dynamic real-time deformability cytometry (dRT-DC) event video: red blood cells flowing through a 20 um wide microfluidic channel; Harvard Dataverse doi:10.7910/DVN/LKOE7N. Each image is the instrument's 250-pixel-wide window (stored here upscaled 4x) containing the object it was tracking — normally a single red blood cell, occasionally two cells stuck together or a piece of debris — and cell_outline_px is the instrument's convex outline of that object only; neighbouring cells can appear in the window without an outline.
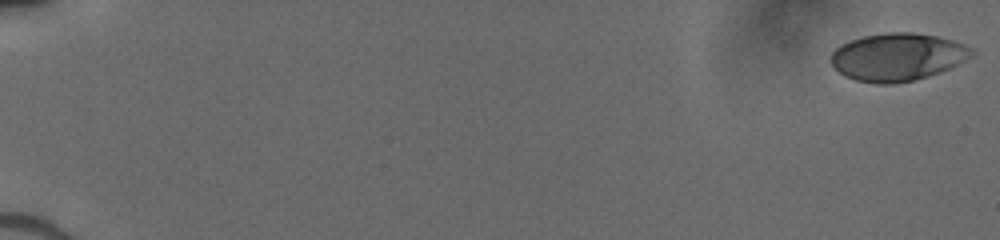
{"species": "human", "species_latin": "Homo sapiens", "temperature_condition": "cold", "stored_images_in_passage": 52, "camera_frame_rate_fps": 3000, "um_per_image_px": 0.085, "donor": {"sex": "male"}, "frame": {"image": 1, "passage_image": 1, "time_ms": 0.0, "image_size_px": [1000, 240], "cell_outline_px": [[976, 52], [972, 56], [948, 68], [928, 76], [912, 80], [892, 84], [876, 84], [856, 80], [844, 76], [832, 64], [832, 52], [840, 44], [864, 36], [888, 32], [912, 32], [936, 36], [952, 40], [964, 44], [972, 48]], "centroid_in_image_um": [76.29, 4.84], "position_along_channel_um": 8.7, "area_um2": 38.78}}
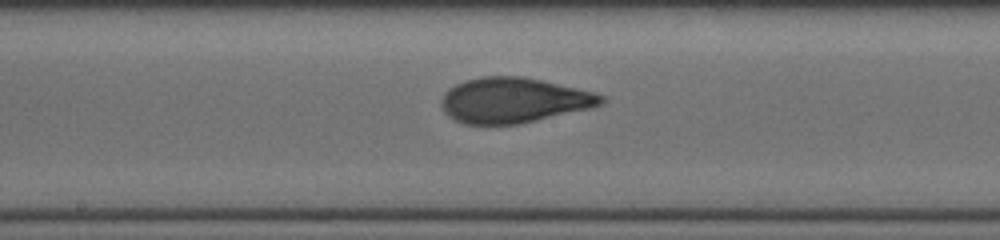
{"frame": {"image": 2, "passage_image": 30, "time_ms": 9.667, "image_size_px": [1000, 240], "cell_outline_px": [[608, 100], [604, 104], [592, 108], [520, 124], [464, 124], [448, 116], [444, 112], [440, 104], [440, 100], [444, 92], [448, 88], [464, 80], [480, 76], [524, 76], [592, 92], [604, 96]], "centroid_in_image_um": [43.64, 8.52], "position_along_channel_um": 204.6, "area_um2": 42.43}}
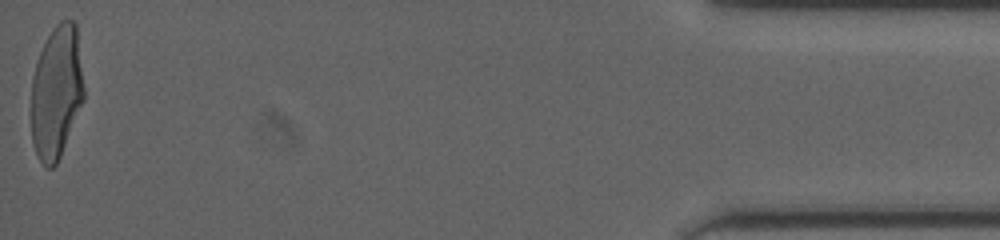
{"frame": {"image": 3, "passage_image": 52, "time_ms": 17.0, "image_size_px": [1000, 240], "cell_outline_px": [[84, 100], [60, 156], [56, 164], [52, 168], [44, 168], [36, 156], [32, 140], [32, 76], [40, 52], [52, 28], [60, 20], [72, 20], [76, 24], [84, 88]], "centroid_in_image_um": [4.8, 7.85], "position_along_channel_um": 430.4, "area_um2": 40.81}}